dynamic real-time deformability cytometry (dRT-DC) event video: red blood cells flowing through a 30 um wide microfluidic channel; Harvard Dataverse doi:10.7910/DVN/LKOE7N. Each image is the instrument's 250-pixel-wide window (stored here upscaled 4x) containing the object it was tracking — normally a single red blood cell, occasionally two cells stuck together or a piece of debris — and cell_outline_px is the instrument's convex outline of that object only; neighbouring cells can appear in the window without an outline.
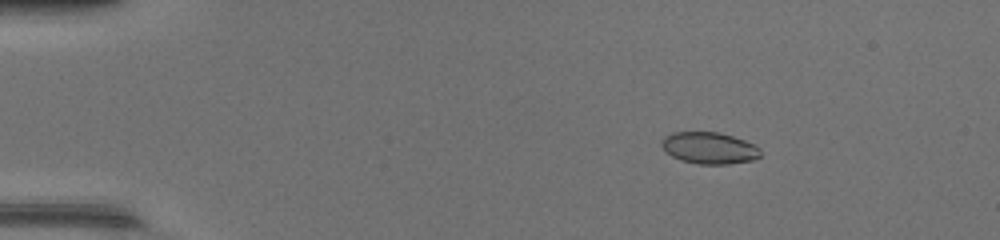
{"species": "common noctule bat (a hibernating species)", "species_latin": "Nyctalus noctula", "temperature_condition": "warm", "stored_images_in_passage": 50, "camera_frame_rate_fps": 3000, "um_per_image_px": 0.085, "animal": {"sex": "female", "body_mass_g": 17.0, "forearm_length_mm": 48.0}, "frame": {"image": 1, "passage_image": 9, "time_ms": 2.667, "image_size_px": [1000, 240], "cell_outline_px": [[760, 156], [752, 160], [728, 164], [700, 164], [680, 160], [672, 156], [660, 144], [660, 140], [664, 136], [672, 132], [720, 132], [756, 144], [760, 148]], "centroid_in_image_um": [60.29, 12.57], "position_along_channel_um": 24.7, "area_um2": 18.32}}
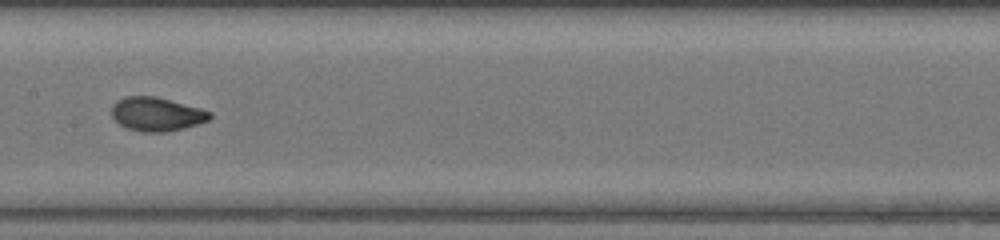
{"frame": {"image": 2, "passage_image": 27, "time_ms": 8.667, "image_size_px": [1000, 240], "cell_outline_px": [[212, 116], [208, 120], [184, 128], [164, 132], [140, 132], [128, 128], [120, 124], [112, 116], [112, 104], [116, 100], [124, 96], [156, 96], [200, 108], [212, 112]], "centroid_in_image_um": [13.29, 9.69], "position_along_channel_um": 194.1, "area_um2": 19.31}}
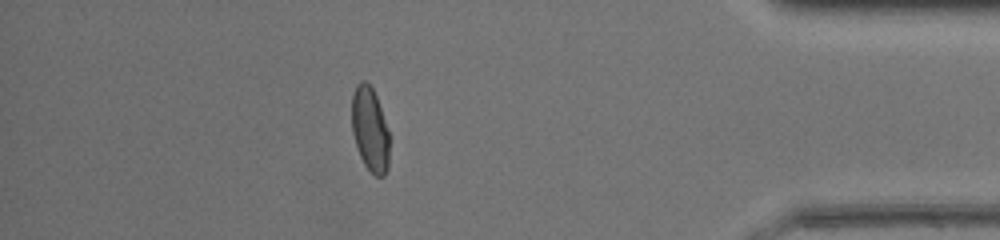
{"frame": {"image": 3, "passage_image": 44, "time_ms": 14.333, "image_size_px": [1000, 240], "cell_outline_px": [[388, 168], [384, 176], [376, 176], [364, 164], [360, 156], [352, 132], [352, 92], [356, 84], [360, 80], [364, 80], [372, 88], [376, 96], [388, 132]], "centroid_in_image_um": [31.42, 10.97], "position_along_channel_um": 403.8, "area_um2": 18.21}, "authors_computed_cell_mechanics": {"area_um2": 18.9006, "velocity_mm_per_s": 4.3877, "shape_relaxation_time_tau1_ms": 3.8182, "shape_relaxation_time_tau2_ms": null, "deformation_change_tau1": 0.1779, "deformation_change_tau2": null}}